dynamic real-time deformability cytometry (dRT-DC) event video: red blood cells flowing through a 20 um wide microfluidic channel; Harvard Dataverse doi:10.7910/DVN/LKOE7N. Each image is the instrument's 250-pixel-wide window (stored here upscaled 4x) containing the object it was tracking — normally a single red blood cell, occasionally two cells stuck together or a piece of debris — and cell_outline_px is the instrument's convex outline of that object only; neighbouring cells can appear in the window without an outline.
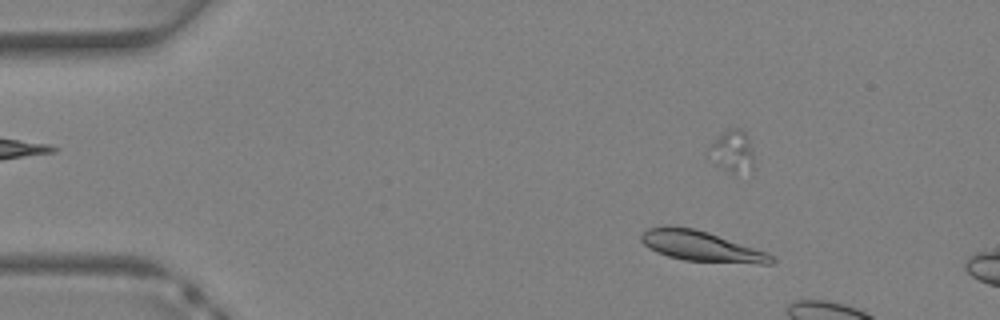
{"species": "Egyptian fruit bat (a non-hibernating species)", "species_latin": "Rousettus aegyptiacus", "temperature_condition": "warm", "stored_images_in_passage": 7, "camera_frame_rate_fps": 3000, "um_per_image_px": 0.085, "animal": {"sex": "female"}, "frame": {"image": 1, "passage_image": 3, "time_ms": 0.667, "image_size_px": [1000, 320], "cell_outline_px": [[776, 260], [772, 264], [760, 264], [684, 260], [668, 256], [656, 252], [648, 248], [640, 240], [640, 236], [648, 228], [668, 224], [692, 228], [708, 232], [768, 252]], "centroid_in_image_um": [59.59, 20.92], "position_along_channel_um": 25.4, "area_um2": 23.18}}